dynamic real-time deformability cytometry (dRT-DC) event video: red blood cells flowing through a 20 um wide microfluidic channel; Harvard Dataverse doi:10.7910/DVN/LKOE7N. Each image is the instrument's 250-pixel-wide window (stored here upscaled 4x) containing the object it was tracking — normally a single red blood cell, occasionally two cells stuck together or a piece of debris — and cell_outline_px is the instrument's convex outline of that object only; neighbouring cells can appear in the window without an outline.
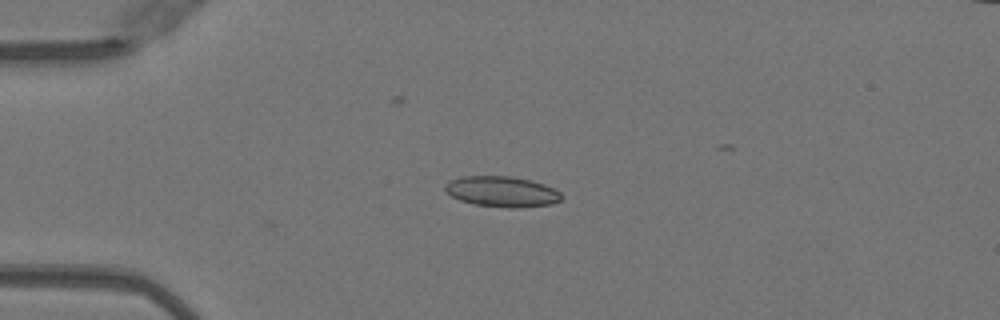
{"species": "Egyptian fruit bat (a non-hibernating species)", "species_latin": "Rousettus aegyptiacus", "temperature_condition": "warm", "stored_images_in_passage": 12, "camera_frame_rate_fps": 3000, "um_per_image_px": 0.085, "animal": {"sex": "female"}, "frame": {"image": 1, "passage_image": 12, "time_ms": 3.667, "image_size_px": [1000, 320], "cell_outline_px": [[564, 196], [560, 200], [552, 204], [520, 208], [508, 208], [472, 204], [460, 200], [452, 196], [444, 188], [444, 184], [460, 176], [512, 176], [544, 184], [560, 192]], "centroid_in_image_um": [42.67, 16.29], "position_along_channel_um": 42.3, "area_um2": 20.81}}